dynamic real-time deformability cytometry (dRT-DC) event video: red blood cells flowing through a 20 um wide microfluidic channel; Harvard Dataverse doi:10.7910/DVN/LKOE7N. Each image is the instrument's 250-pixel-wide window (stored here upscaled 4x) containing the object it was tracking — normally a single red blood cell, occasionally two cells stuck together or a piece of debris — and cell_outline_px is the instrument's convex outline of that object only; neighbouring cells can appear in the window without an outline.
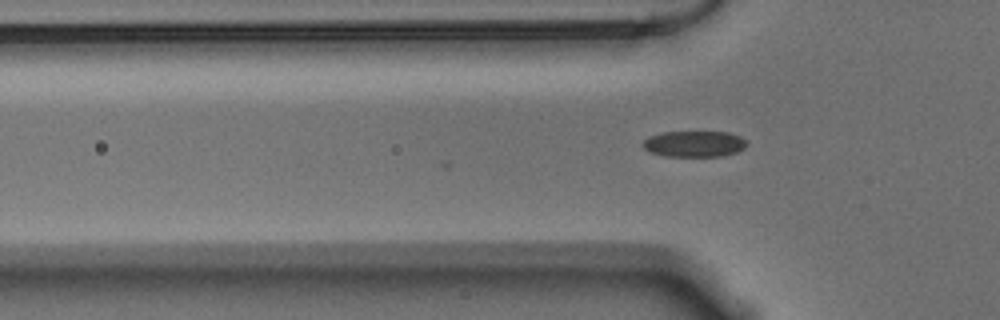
{"species": "Egyptian fruit bat (a non-hibernating species)", "species_latin": "Rousettus aegyptiacus", "temperature_condition": "warm", "stored_images_in_passage": 2, "camera_frame_rate_fps": 3000, "um_per_image_px": 0.085, "animal": {"sex": "male"}, "frame": {"image": 1, "passage_image": 2, "time_ms": 0.333, "image_size_px": [1000, 320], "cell_outline_px": [[748, 144], [744, 148], [736, 152], [720, 156], [664, 156], [652, 152], [644, 148], [640, 144], [648, 136], [664, 132], [728, 132], [740, 136], [748, 140]], "centroid_in_image_um": [59.02, 12.22], "position_along_channel_um": 66.8, "area_um2": 15.84}}